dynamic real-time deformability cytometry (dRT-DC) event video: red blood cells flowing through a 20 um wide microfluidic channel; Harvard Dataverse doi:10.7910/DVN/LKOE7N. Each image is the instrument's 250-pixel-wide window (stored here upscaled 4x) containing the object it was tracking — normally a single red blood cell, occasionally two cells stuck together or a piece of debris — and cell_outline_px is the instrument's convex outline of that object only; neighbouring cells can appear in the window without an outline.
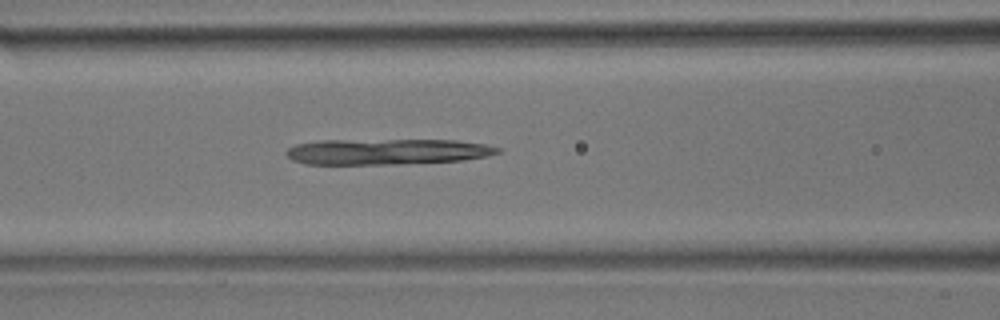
{"species": "common noctule bat (a hibernating species)", "species_latin": "Nyctalus noctula", "temperature_condition": "room temperature", "stored_images_in_passage": 29, "camera_frame_rate_fps": 3000, "um_per_image_px": 0.085, "animal": {"sex": "male", "body_mass_g": 17.9}, "frame": {"image": 1, "passage_image": 6, "time_ms": 1.667, "image_size_px": [1000, 320], "cell_outline_px": [[500, 152], [488, 156], [464, 160], [396, 164], [304, 164], [292, 160], [284, 152], [288, 148], [296, 144], [320, 140], [456, 140], [484, 144], [500, 148]], "centroid_in_image_um": [32.87, 12.89], "position_along_channel_um": 133.7, "area_um2": 31.85}}
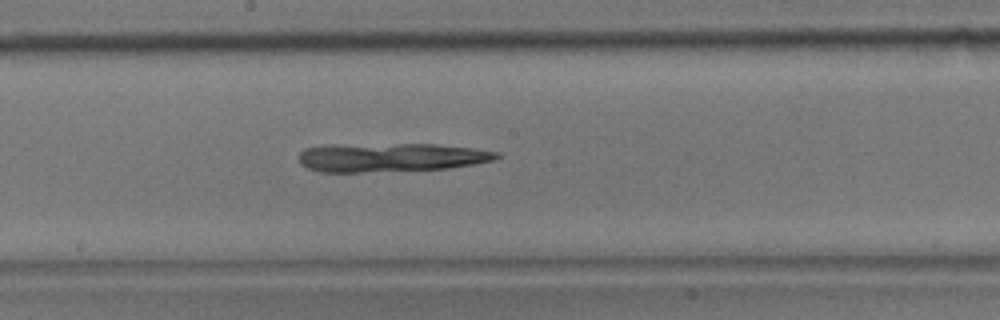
{"frame": {"image": 2, "passage_image": 12, "time_ms": 3.667, "image_size_px": [1000, 320], "cell_outline_px": [[500, 156], [496, 160], [448, 168], [360, 172], [320, 172], [308, 168], [300, 164], [300, 152], [304, 148], [396, 144], [436, 144], [472, 148], [500, 152]], "centroid_in_image_um": [33.32, 13.4], "position_along_channel_um": 214.9, "area_um2": 32.25}}
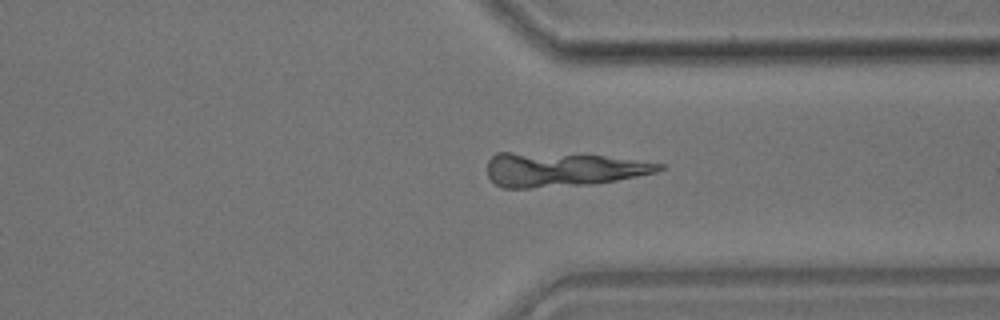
{"frame": {"image": 3, "passage_image": 23, "time_ms": 7.333, "image_size_px": [1000, 320], "cell_outline_px": [[668, 168], [656, 172], [596, 184], [528, 188], [504, 188], [496, 184], [488, 176], [488, 160], [496, 152], [512, 152], [604, 156], [664, 164]], "centroid_in_image_um": [47.8, 14.41], "position_along_channel_um": 363.6, "area_um2": 33.93}}